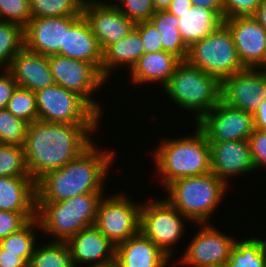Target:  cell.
Segmentation results:
<instances>
[{
	"label": "cell",
	"instance_id": "obj_1",
	"mask_svg": "<svg viewBox=\"0 0 266 267\" xmlns=\"http://www.w3.org/2000/svg\"><path fill=\"white\" fill-rule=\"evenodd\" d=\"M98 124L50 123L41 120L28 124L23 145L29 175L37 182L50 171L60 169L80 156L93 141L90 133Z\"/></svg>",
	"mask_w": 266,
	"mask_h": 267
},
{
	"label": "cell",
	"instance_id": "obj_2",
	"mask_svg": "<svg viewBox=\"0 0 266 267\" xmlns=\"http://www.w3.org/2000/svg\"><path fill=\"white\" fill-rule=\"evenodd\" d=\"M94 143L60 169L36 182L37 202H59L79 194L103 193L113 151H99Z\"/></svg>",
	"mask_w": 266,
	"mask_h": 267
},
{
	"label": "cell",
	"instance_id": "obj_3",
	"mask_svg": "<svg viewBox=\"0 0 266 267\" xmlns=\"http://www.w3.org/2000/svg\"><path fill=\"white\" fill-rule=\"evenodd\" d=\"M193 136L165 139L154 152L155 166L163 187L173 181L211 172V147L206 134L196 124Z\"/></svg>",
	"mask_w": 266,
	"mask_h": 267
},
{
	"label": "cell",
	"instance_id": "obj_4",
	"mask_svg": "<svg viewBox=\"0 0 266 267\" xmlns=\"http://www.w3.org/2000/svg\"><path fill=\"white\" fill-rule=\"evenodd\" d=\"M103 193L79 194L59 202H37L41 230L53 241L67 242L80 230L93 226Z\"/></svg>",
	"mask_w": 266,
	"mask_h": 267
},
{
	"label": "cell",
	"instance_id": "obj_5",
	"mask_svg": "<svg viewBox=\"0 0 266 267\" xmlns=\"http://www.w3.org/2000/svg\"><path fill=\"white\" fill-rule=\"evenodd\" d=\"M227 186L212 172L179 178L165 187V199L193 223H208Z\"/></svg>",
	"mask_w": 266,
	"mask_h": 267
},
{
	"label": "cell",
	"instance_id": "obj_6",
	"mask_svg": "<svg viewBox=\"0 0 266 267\" xmlns=\"http://www.w3.org/2000/svg\"><path fill=\"white\" fill-rule=\"evenodd\" d=\"M163 88L178 106L196 112V124L221 100V82L186 60L178 64Z\"/></svg>",
	"mask_w": 266,
	"mask_h": 267
},
{
	"label": "cell",
	"instance_id": "obj_7",
	"mask_svg": "<svg viewBox=\"0 0 266 267\" xmlns=\"http://www.w3.org/2000/svg\"><path fill=\"white\" fill-rule=\"evenodd\" d=\"M186 61L220 82L243 70L230 30L222 24L188 49Z\"/></svg>",
	"mask_w": 266,
	"mask_h": 267
},
{
	"label": "cell",
	"instance_id": "obj_8",
	"mask_svg": "<svg viewBox=\"0 0 266 267\" xmlns=\"http://www.w3.org/2000/svg\"><path fill=\"white\" fill-rule=\"evenodd\" d=\"M38 120L65 124H98L100 115L79 95L54 84L36 92Z\"/></svg>",
	"mask_w": 266,
	"mask_h": 267
},
{
	"label": "cell",
	"instance_id": "obj_9",
	"mask_svg": "<svg viewBox=\"0 0 266 267\" xmlns=\"http://www.w3.org/2000/svg\"><path fill=\"white\" fill-rule=\"evenodd\" d=\"M106 197V198H105ZM141 204L126 195L116 194L101 199L94 226L115 246L140 231Z\"/></svg>",
	"mask_w": 266,
	"mask_h": 267
},
{
	"label": "cell",
	"instance_id": "obj_10",
	"mask_svg": "<svg viewBox=\"0 0 266 267\" xmlns=\"http://www.w3.org/2000/svg\"><path fill=\"white\" fill-rule=\"evenodd\" d=\"M48 62L55 84L81 96L102 117V107L91 97L107 82L100 70L93 63L60 54L48 56Z\"/></svg>",
	"mask_w": 266,
	"mask_h": 267
},
{
	"label": "cell",
	"instance_id": "obj_11",
	"mask_svg": "<svg viewBox=\"0 0 266 267\" xmlns=\"http://www.w3.org/2000/svg\"><path fill=\"white\" fill-rule=\"evenodd\" d=\"M182 218L188 219L166 199L142 203L140 231L171 258L174 250L172 247L183 235Z\"/></svg>",
	"mask_w": 266,
	"mask_h": 267
},
{
	"label": "cell",
	"instance_id": "obj_12",
	"mask_svg": "<svg viewBox=\"0 0 266 267\" xmlns=\"http://www.w3.org/2000/svg\"><path fill=\"white\" fill-rule=\"evenodd\" d=\"M266 100V72L260 68L243 70L221 81V101L252 115Z\"/></svg>",
	"mask_w": 266,
	"mask_h": 267
},
{
	"label": "cell",
	"instance_id": "obj_13",
	"mask_svg": "<svg viewBox=\"0 0 266 267\" xmlns=\"http://www.w3.org/2000/svg\"><path fill=\"white\" fill-rule=\"evenodd\" d=\"M197 125L209 142L249 139L255 129L251 113L229 106L221 100Z\"/></svg>",
	"mask_w": 266,
	"mask_h": 267
},
{
	"label": "cell",
	"instance_id": "obj_14",
	"mask_svg": "<svg viewBox=\"0 0 266 267\" xmlns=\"http://www.w3.org/2000/svg\"><path fill=\"white\" fill-rule=\"evenodd\" d=\"M106 2L92 1L83 5L82 11L102 52L127 36L136 25L118 9L114 2Z\"/></svg>",
	"mask_w": 266,
	"mask_h": 267
},
{
	"label": "cell",
	"instance_id": "obj_15",
	"mask_svg": "<svg viewBox=\"0 0 266 267\" xmlns=\"http://www.w3.org/2000/svg\"><path fill=\"white\" fill-rule=\"evenodd\" d=\"M201 229L185 249L181 262L189 267L222 265L230 258L235 239L223 234L209 223H199Z\"/></svg>",
	"mask_w": 266,
	"mask_h": 267
},
{
	"label": "cell",
	"instance_id": "obj_16",
	"mask_svg": "<svg viewBox=\"0 0 266 267\" xmlns=\"http://www.w3.org/2000/svg\"><path fill=\"white\" fill-rule=\"evenodd\" d=\"M245 68L266 66V30L253 16L224 19Z\"/></svg>",
	"mask_w": 266,
	"mask_h": 267
},
{
	"label": "cell",
	"instance_id": "obj_17",
	"mask_svg": "<svg viewBox=\"0 0 266 267\" xmlns=\"http://www.w3.org/2000/svg\"><path fill=\"white\" fill-rule=\"evenodd\" d=\"M81 16L31 18L24 27V47L43 56L63 55L65 30Z\"/></svg>",
	"mask_w": 266,
	"mask_h": 267
},
{
	"label": "cell",
	"instance_id": "obj_18",
	"mask_svg": "<svg viewBox=\"0 0 266 267\" xmlns=\"http://www.w3.org/2000/svg\"><path fill=\"white\" fill-rule=\"evenodd\" d=\"M211 147V172L228 185L229 176L254 171L249 139L209 142Z\"/></svg>",
	"mask_w": 266,
	"mask_h": 267
},
{
	"label": "cell",
	"instance_id": "obj_19",
	"mask_svg": "<svg viewBox=\"0 0 266 267\" xmlns=\"http://www.w3.org/2000/svg\"><path fill=\"white\" fill-rule=\"evenodd\" d=\"M66 243L74 267L80 263L99 266L115 260V245L94 225L80 230Z\"/></svg>",
	"mask_w": 266,
	"mask_h": 267
},
{
	"label": "cell",
	"instance_id": "obj_20",
	"mask_svg": "<svg viewBox=\"0 0 266 267\" xmlns=\"http://www.w3.org/2000/svg\"><path fill=\"white\" fill-rule=\"evenodd\" d=\"M7 70L18 86L35 93L55 84L48 57L31 52L25 47L14 56Z\"/></svg>",
	"mask_w": 266,
	"mask_h": 267
},
{
	"label": "cell",
	"instance_id": "obj_21",
	"mask_svg": "<svg viewBox=\"0 0 266 267\" xmlns=\"http://www.w3.org/2000/svg\"><path fill=\"white\" fill-rule=\"evenodd\" d=\"M170 258L141 231L115 246L119 267H166Z\"/></svg>",
	"mask_w": 266,
	"mask_h": 267
},
{
	"label": "cell",
	"instance_id": "obj_22",
	"mask_svg": "<svg viewBox=\"0 0 266 267\" xmlns=\"http://www.w3.org/2000/svg\"><path fill=\"white\" fill-rule=\"evenodd\" d=\"M182 60L167 51L145 53L130 69L132 83L143 84L158 82L164 87Z\"/></svg>",
	"mask_w": 266,
	"mask_h": 267
},
{
	"label": "cell",
	"instance_id": "obj_23",
	"mask_svg": "<svg viewBox=\"0 0 266 267\" xmlns=\"http://www.w3.org/2000/svg\"><path fill=\"white\" fill-rule=\"evenodd\" d=\"M0 210L37 212L36 182L31 176H0Z\"/></svg>",
	"mask_w": 266,
	"mask_h": 267
},
{
	"label": "cell",
	"instance_id": "obj_24",
	"mask_svg": "<svg viewBox=\"0 0 266 267\" xmlns=\"http://www.w3.org/2000/svg\"><path fill=\"white\" fill-rule=\"evenodd\" d=\"M64 56L93 63L101 71L102 51L83 15L65 30Z\"/></svg>",
	"mask_w": 266,
	"mask_h": 267
},
{
	"label": "cell",
	"instance_id": "obj_25",
	"mask_svg": "<svg viewBox=\"0 0 266 267\" xmlns=\"http://www.w3.org/2000/svg\"><path fill=\"white\" fill-rule=\"evenodd\" d=\"M223 22L224 12H213L206 8L192 6L181 14L178 30L184 43L190 47L218 29Z\"/></svg>",
	"mask_w": 266,
	"mask_h": 267
},
{
	"label": "cell",
	"instance_id": "obj_26",
	"mask_svg": "<svg viewBox=\"0 0 266 267\" xmlns=\"http://www.w3.org/2000/svg\"><path fill=\"white\" fill-rule=\"evenodd\" d=\"M145 54L139 32L134 28L127 36L111 44L102 52L101 74L107 80L118 66L127 65L128 71Z\"/></svg>",
	"mask_w": 266,
	"mask_h": 267
},
{
	"label": "cell",
	"instance_id": "obj_27",
	"mask_svg": "<svg viewBox=\"0 0 266 267\" xmlns=\"http://www.w3.org/2000/svg\"><path fill=\"white\" fill-rule=\"evenodd\" d=\"M149 21L162 34V51L171 52L181 60H186L189 47L178 30L179 18L165 10L156 11Z\"/></svg>",
	"mask_w": 266,
	"mask_h": 267
},
{
	"label": "cell",
	"instance_id": "obj_28",
	"mask_svg": "<svg viewBox=\"0 0 266 267\" xmlns=\"http://www.w3.org/2000/svg\"><path fill=\"white\" fill-rule=\"evenodd\" d=\"M225 267H266V240L247 238L235 241Z\"/></svg>",
	"mask_w": 266,
	"mask_h": 267
},
{
	"label": "cell",
	"instance_id": "obj_29",
	"mask_svg": "<svg viewBox=\"0 0 266 267\" xmlns=\"http://www.w3.org/2000/svg\"><path fill=\"white\" fill-rule=\"evenodd\" d=\"M41 230L39 220L34 218L30 220L19 231L14 232L0 241V246L7 252L20 253V257L28 264L35 250V228Z\"/></svg>",
	"mask_w": 266,
	"mask_h": 267
},
{
	"label": "cell",
	"instance_id": "obj_30",
	"mask_svg": "<svg viewBox=\"0 0 266 267\" xmlns=\"http://www.w3.org/2000/svg\"><path fill=\"white\" fill-rule=\"evenodd\" d=\"M28 267H74L66 242L50 241L35 247Z\"/></svg>",
	"mask_w": 266,
	"mask_h": 267
},
{
	"label": "cell",
	"instance_id": "obj_31",
	"mask_svg": "<svg viewBox=\"0 0 266 267\" xmlns=\"http://www.w3.org/2000/svg\"><path fill=\"white\" fill-rule=\"evenodd\" d=\"M23 47L24 28L18 23L0 20V66L8 69Z\"/></svg>",
	"mask_w": 266,
	"mask_h": 267
},
{
	"label": "cell",
	"instance_id": "obj_32",
	"mask_svg": "<svg viewBox=\"0 0 266 267\" xmlns=\"http://www.w3.org/2000/svg\"><path fill=\"white\" fill-rule=\"evenodd\" d=\"M31 18L82 16L79 0H29Z\"/></svg>",
	"mask_w": 266,
	"mask_h": 267
},
{
	"label": "cell",
	"instance_id": "obj_33",
	"mask_svg": "<svg viewBox=\"0 0 266 267\" xmlns=\"http://www.w3.org/2000/svg\"><path fill=\"white\" fill-rule=\"evenodd\" d=\"M6 109L15 117L21 118L28 124L38 120L36 93L17 86Z\"/></svg>",
	"mask_w": 266,
	"mask_h": 267
},
{
	"label": "cell",
	"instance_id": "obj_34",
	"mask_svg": "<svg viewBox=\"0 0 266 267\" xmlns=\"http://www.w3.org/2000/svg\"><path fill=\"white\" fill-rule=\"evenodd\" d=\"M0 176H30L26 167L23 146L0 144Z\"/></svg>",
	"mask_w": 266,
	"mask_h": 267
},
{
	"label": "cell",
	"instance_id": "obj_35",
	"mask_svg": "<svg viewBox=\"0 0 266 267\" xmlns=\"http://www.w3.org/2000/svg\"><path fill=\"white\" fill-rule=\"evenodd\" d=\"M28 123L7 109H0V144L23 146Z\"/></svg>",
	"mask_w": 266,
	"mask_h": 267
},
{
	"label": "cell",
	"instance_id": "obj_36",
	"mask_svg": "<svg viewBox=\"0 0 266 267\" xmlns=\"http://www.w3.org/2000/svg\"><path fill=\"white\" fill-rule=\"evenodd\" d=\"M30 19L29 0H0L1 21L15 22L24 28Z\"/></svg>",
	"mask_w": 266,
	"mask_h": 267
},
{
	"label": "cell",
	"instance_id": "obj_37",
	"mask_svg": "<svg viewBox=\"0 0 266 267\" xmlns=\"http://www.w3.org/2000/svg\"><path fill=\"white\" fill-rule=\"evenodd\" d=\"M115 2L118 9L135 23L149 21L155 13L152 0H116Z\"/></svg>",
	"mask_w": 266,
	"mask_h": 267
},
{
	"label": "cell",
	"instance_id": "obj_38",
	"mask_svg": "<svg viewBox=\"0 0 266 267\" xmlns=\"http://www.w3.org/2000/svg\"><path fill=\"white\" fill-rule=\"evenodd\" d=\"M34 218H37V212L0 210V241L8 235L19 231Z\"/></svg>",
	"mask_w": 266,
	"mask_h": 267
},
{
	"label": "cell",
	"instance_id": "obj_39",
	"mask_svg": "<svg viewBox=\"0 0 266 267\" xmlns=\"http://www.w3.org/2000/svg\"><path fill=\"white\" fill-rule=\"evenodd\" d=\"M135 29L139 32L145 53L162 51V34L150 21L136 23Z\"/></svg>",
	"mask_w": 266,
	"mask_h": 267
},
{
	"label": "cell",
	"instance_id": "obj_40",
	"mask_svg": "<svg viewBox=\"0 0 266 267\" xmlns=\"http://www.w3.org/2000/svg\"><path fill=\"white\" fill-rule=\"evenodd\" d=\"M262 0H223L224 19L253 16Z\"/></svg>",
	"mask_w": 266,
	"mask_h": 267
},
{
	"label": "cell",
	"instance_id": "obj_41",
	"mask_svg": "<svg viewBox=\"0 0 266 267\" xmlns=\"http://www.w3.org/2000/svg\"><path fill=\"white\" fill-rule=\"evenodd\" d=\"M249 142L255 170L261 167L266 168V131L254 129Z\"/></svg>",
	"mask_w": 266,
	"mask_h": 267
},
{
	"label": "cell",
	"instance_id": "obj_42",
	"mask_svg": "<svg viewBox=\"0 0 266 267\" xmlns=\"http://www.w3.org/2000/svg\"><path fill=\"white\" fill-rule=\"evenodd\" d=\"M18 86L13 75L4 69L0 75V109H6L14 90Z\"/></svg>",
	"mask_w": 266,
	"mask_h": 267
},
{
	"label": "cell",
	"instance_id": "obj_43",
	"mask_svg": "<svg viewBox=\"0 0 266 267\" xmlns=\"http://www.w3.org/2000/svg\"><path fill=\"white\" fill-rule=\"evenodd\" d=\"M0 267H28L20 253L7 252L0 246Z\"/></svg>",
	"mask_w": 266,
	"mask_h": 267
},
{
	"label": "cell",
	"instance_id": "obj_44",
	"mask_svg": "<svg viewBox=\"0 0 266 267\" xmlns=\"http://www.w3.org/2000/svg\"><path fill=\"white\" fill-rule=\"evenodd\" d=\"M192 6L193 4L190 0H172L167 11L180 18L181 14L188 11Z\"/></svg>",
	"mask_w": 266,
	"mask_h": 267
},
{
	"label": "cell",
	"instance_id": "obj_45",
	"mask_svg": "<svg viewBox=\"0 0 266 267\" xmlns=\"http://www.w3.org/2000/svg\"><path fill=\"white\" fill-rule=\"evenodd\" d=\"M255 129L266 131V100L261 103L257 111L253 114Z\"/></svg>",
	"mask_w": 266,
	"mask_h": 267
},
{
	"label": "cell",
	"instance_id": "obj_46",
	"mask_svg": "<svg viewBox=\"0 0 266 267\" xmlns=\"http://www.w3.org/2000/svg\"><path fill=\"white\" fill-rule=\"evenodd\" d=\"M193 6H199L212 10L213 12H223V0H190Z\"/></svg>",
	"mask_w": 266,
	"mask_h": 267
},
{
	"label": "cell",
	"instance_id": "obj_47",
	"mask_svg": "<svg viewBox=\"0 0 266 267\" xmlns=\"http://www.w3.org/2000/svg\"><path fill=\"white\" fill-rule=\"evenodd\" d=\"M253 17L261 24L266 30V0H262L261 5L258 7Z\"/></svg>",
	"mask_w": 266,
	"mask_h": 267
},
{
	"label": "cell",
	"instance_id": "obj_48",
	"mask_svg": "<svg viewBox=\"0 0 266 267\" xmlns=\"http://www.w3.org/2000/svg\"><path fill=\"white\" fill-rule=\"evenodd\" d=\"M156 11H165L169 8L172 0H152Z\"/></svg>",
	"mask_w": 266,
	"mask_h": 267
},
{
	"label": "cell",
	"instance_id": "obj_49",
	"mask_svg": "<svg viewBox=\"0 0 266 267\" xmlns=\"http://www.w3.org/2000/svg\"><path fill=\"white\" fill-rule=\"evenodd\" d=\"M88 267H90L88 265ZM92 267H119V265L117 264V262L114 260L110 263L104 264V265H99V266H92Z\"/></svg>",
	"mask_w": 266,
	"mask_h": 267
},
{
	"label": "cell",
	"instance_id": "obj_50",
	"mask_svg": "<svg viewBox=\"0 0 266 267\" xmlns=\"http://www.w3.org/2000/svg\"><path fill=\"white\" fill-rule=\"evenodd\" d=\"M83 5H85V4H88V3H90V2H92L93 0H79Z\"/></svg>",
	"mask_w": 266,
	"mask_h": 267
},
{
	"label": "cell",
	"instance_id": "obj_51",
	"mask_svg": "<svg viewBox=\"0 0 266 267\" xmlns=\"http://www.w3.org/2000/svg\"><path fill=\"white\" fill-rule=\"evenodd\" d=\"M205 267H225V265L222 264V265H213V266H205Z\"/></svg>",
	"mask_w": 266,
	"mask_h": 267
}]
</instances>
